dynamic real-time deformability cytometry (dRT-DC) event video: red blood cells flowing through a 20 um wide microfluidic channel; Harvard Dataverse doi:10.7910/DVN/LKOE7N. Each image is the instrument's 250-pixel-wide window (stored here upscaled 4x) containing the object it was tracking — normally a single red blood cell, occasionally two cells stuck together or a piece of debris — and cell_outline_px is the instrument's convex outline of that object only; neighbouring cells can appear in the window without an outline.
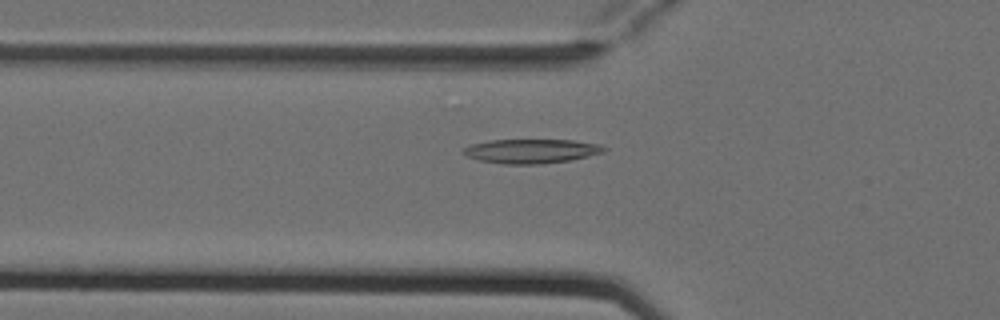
{"species": "Egyptian fruit bat (a non-hibernating species)", "species_latin": "Rousettus aegyptiacus", "temperature_condition": "cold", "stored_images_in_passage": 6, "camera_frame_rate_fps": 3000, "um_per_image_px": 0.085, "animal": {"sex": "female"}, "frame": {"image": 1, "passage_image": 6, "time_ms": 1.667, "image_size_px": [1000, 320], "cell_outline_px": [[608, 148], [604, 152], [588, 156], [568, 160], [540, 164], [504, 164], [480, 160], [468, 156], [460, 152], [464, 148], [472, 144], [492, 140], [572, 140], [600, 144]], "centroid_in_image_um": [45.17, 12.84], "position_along_channel_um": 80.6, "area_um2": 19.71}}